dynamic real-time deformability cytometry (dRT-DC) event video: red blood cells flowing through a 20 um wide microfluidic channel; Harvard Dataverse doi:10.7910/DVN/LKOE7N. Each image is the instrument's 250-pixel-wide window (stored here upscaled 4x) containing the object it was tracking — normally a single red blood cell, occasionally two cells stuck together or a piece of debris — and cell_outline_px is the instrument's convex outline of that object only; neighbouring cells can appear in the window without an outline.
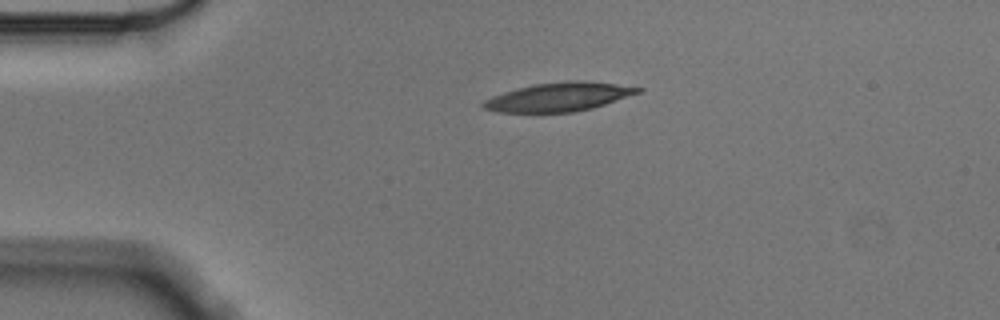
{"species": "Egyptian fruit bat (a non-hibernating species)", "species_latin": "Rousettus aegyptiacus", "temperature_condition": "cold", "stored_images_in_passage": 45, "camera_frame_rate_fps": 3000, "um_per_image_px": 0.085, "animal": {"sex": "male"}, "frame": {"image": 1, "passage_image": 1, "time_ms": 0.0, "image_size_px": [1000, 320], "cell_outline_px": [[644, 88], [640, 92], [592, 108], [576, 112], [496, 112], [484, 108], [480, 104], [484, 100], [492, 96], [504, 92], [536, 84], [564, 80], [584, 80], [616, 84]], "centroid_in_image_um": [47.49, 8.23], "position_along_channel_um": 37.5, "area_um2": 25.72}}
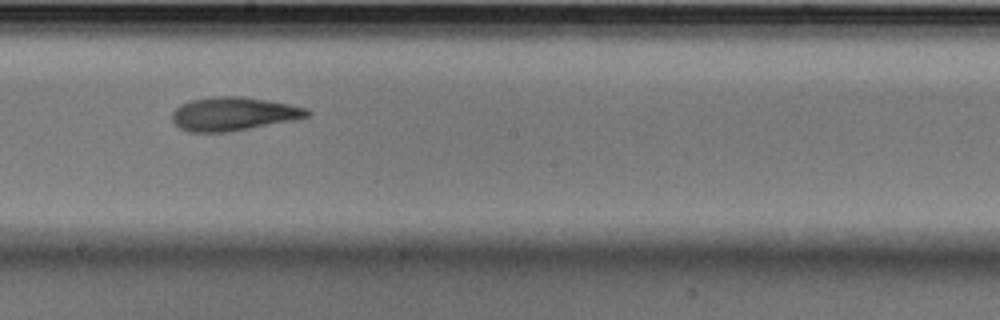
{"frame": {"image": 2, "passage_image": 20, "time_ms": 6.333, "image_size_px": [1000, 320], "cell_outline_px": [[312, 112], [308, 116], [296, 120], [228, 132], [188, 132], [180, 128], [172, 120], [172, 112], [180, 104], [192, 100], [212, 96], [244, 96], [292, 104], [308, 108]], "centroid_in_image_um": [19.88, 9.67], "position_along_channel_um": 228.3, "area_um2": 26.7}}
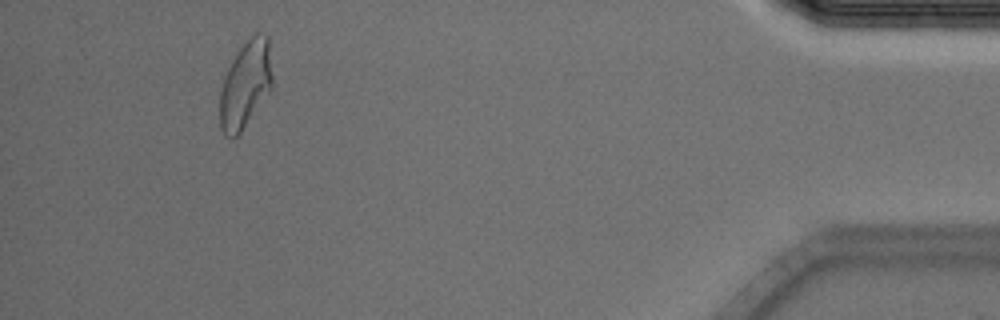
{"frame": {"image": 3, "passage_image": 41, "time_ms": 13.333, "image_size_px": [1000, 320], "cell_outline_px": [[272, 88], [240, 132], [236, 136], [224, 136], [220, 128], [220, 92], [224, 76], [232, 60], [240, 48], [256, 32], [260, 32], [268, 36], [272, 76]], "centroid_in_image_um": [20.86, 7.18], "position_along_channel_um": 414.3, "area_um2": 26.3}, "authors_computed_cell_mechanics": {"area_um2": 26.1834, "velocity_mm_per_s": 3.5502, "shape_relaxation_time_tau1_ms": 5.2429, "shape_relaxation_time_tau2_ms": 3.4994, "deformation_change_tau1": 0.1821, "deformation_change_tau2": 0.1033}}